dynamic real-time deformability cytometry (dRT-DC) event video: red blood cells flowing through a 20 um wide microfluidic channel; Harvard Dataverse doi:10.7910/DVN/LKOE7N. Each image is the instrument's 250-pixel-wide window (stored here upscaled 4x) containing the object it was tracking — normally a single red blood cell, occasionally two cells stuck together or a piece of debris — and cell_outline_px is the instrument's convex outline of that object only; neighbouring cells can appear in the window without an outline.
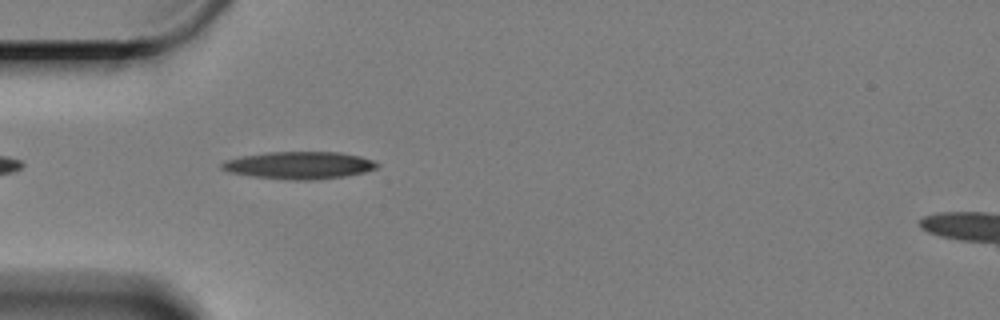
{"species": "Egyptian fruit bat (a non-hibernating species)", "species_latin": "Rousettus aegyptiacus", "temperature_condition": "cold", "stored_images_in_passage": 42, "camera_frame_rate_fps": 3000, "um_per_image_px": 0.085, "animal": {"sex": "female"}, "frame": {"image": 1, "passage_image": 2, "time_ms": 0.333, "image_size_px": [1000, 320], "cell_outline_px": [[380, 164], [376, 168], [364, 172], [344, 176], [312, 180], [296, 180], [252, 176], [228, 172], [220, 168], [220, 164], [224, 160], [240, 156], [264, 152], [340, 152], [360, 156], [372, 160]], "centroid_in_image_um": [25.39, 14.04], "position_along_channel_um": 59.6, "area_um2": 24.8}}
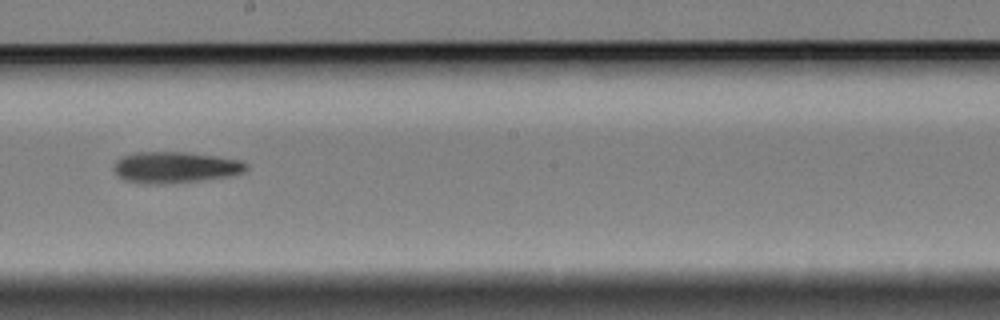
{"frame": {"image": 2, "passage_image": 18, "time_ms": 5.667, "image_size_px": [1000, 320], "cell_outline_px": [[248, 168], [244, 172], [224, 176], [196, 180], [164, 184], [144, 184], [124, 180], [112, 168], [116, 160], [120, 156], [136, 152], [184, 152], [216, 156], [244, 160], [248, 164]], "centroid_in_image_um": [14.86, 14.21], "position_along_channel_um": 233.3, "area_um2": 24.04}}
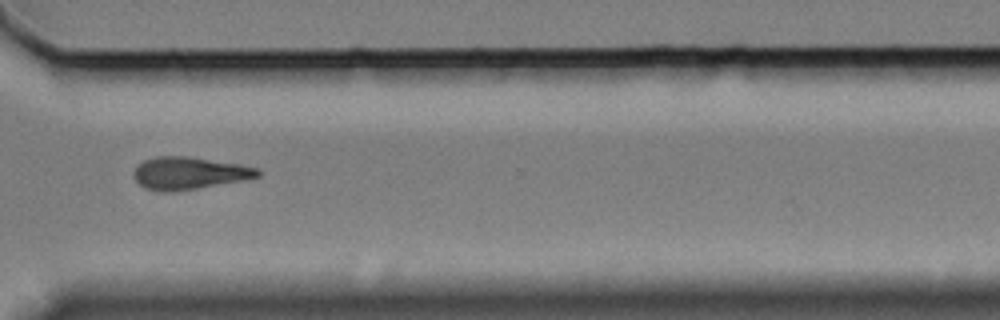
{"frame": {"image": 3, "passage_image": 29, "time_ms": 9.333, "image_size_px": [1000, 320], "cell_outline_px": [[260, 176], [240, 180], [176, 192], [156, 192], [144, 188], [136, 180], [132, 172], [136, 164], [144, 160], [156, 156], [188, 156], [240, 164], [260, 168]], "centroid_in_image_um": [16.01, 14.71], "position_along_channel_um": 354.6, "area_um2": 23.58}, "authors_computed_cell_mechanics": {"area_um2": 23.0044, "velocity_mm_per_s": 3.31, "shape_relaxation_time_tau1_ms": 9.201, "shape_relaxation_time_tau2_ms": 10.325, "deformation_change_tau1": 0.2156, "deformation_change_tau2": 0.2483}}